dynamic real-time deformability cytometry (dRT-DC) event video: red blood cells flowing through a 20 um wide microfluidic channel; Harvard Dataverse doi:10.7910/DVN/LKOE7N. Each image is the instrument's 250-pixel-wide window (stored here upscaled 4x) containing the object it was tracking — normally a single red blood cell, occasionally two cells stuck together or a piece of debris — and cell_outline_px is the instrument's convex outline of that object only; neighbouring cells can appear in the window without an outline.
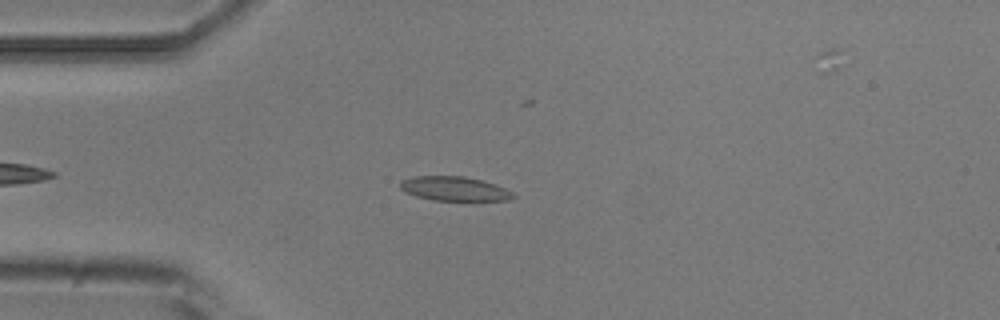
{"species": "common noctule bat (a hibernating species)", "species_latin": "Nyctalus noctula", "temperature_condition": "room temperature", "stored_images_in_passage": 2, "camera_frame_rate_fps": 3000, "um_per_image_px": 0.085, "animal": {"sex": "male", "body_mass_g": 20.5, "forearm_length_mm": 52.5}, "frame": {"image": 1, "passage_image": 1, "time_ms": 0.0, "image_size_px": [1000, 320], "cell_outline_px": [[516, 196], [508, 200], [432, 200], [416, 196], [404, 192], [400, 188], [400, 180], [412, 176], [464, 176], [496, 184], [512, 192]], "centroid_in_image_um": [38.58, 16.03], "position_along_channel_um": 46.4, "area_um2": 15.95}}